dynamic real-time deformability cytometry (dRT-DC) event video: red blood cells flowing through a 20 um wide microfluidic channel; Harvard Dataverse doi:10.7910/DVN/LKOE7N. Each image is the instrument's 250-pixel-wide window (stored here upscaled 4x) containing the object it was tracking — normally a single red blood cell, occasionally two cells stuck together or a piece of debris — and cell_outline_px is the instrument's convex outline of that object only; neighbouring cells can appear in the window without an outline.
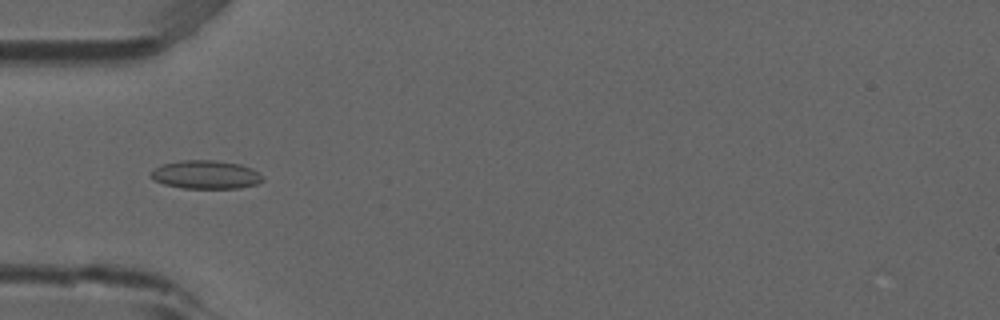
{"species": "common noctule bat (a hibernating species)", "species_latin": "Nyctalus noctula", "temperature_condition": "room temperature", "stored_images_in_passage": 4, "camera_frame_rate_fps": 3000, "um_per_image_px": 0.085, "animal": {"sex": "male", "forearm_length_mm": 52.5}, "frame": {"image": 1, "passage_image": 3, "time_ms": 0.667, "image_size_px": [1000, 320], "cell_outline_px": [[264, 180], [256, 184], [240, 188], [184, 188], [164, 184], [156, 180], [152, 176], [152, 172], [160, 164], [180, 160], [216, 160], [240, 164], [252, 168], [264, 176]], "centroid_in_image_um": [17.54, 14.83], "position_along_channel_um": 67.5, "area_um2": 18.5}}
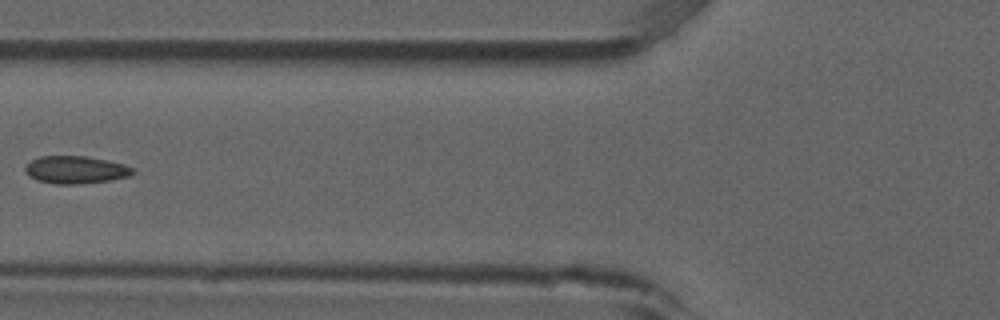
{"frame": {"image": 2, "passage_image": 4, "time_ms": 1.0, "image_size_px": [1000, 320], "cell_outline_px": [[136, 172], [128, 176], [108, 180], [80, 184], [56, 184], [36, 180], [28, 176], [24, 172], [24, 168], [32, 160], [40, 156], [84, 156], [108, 160], [124, 164], [132, 168]], "centroid_in_image_um": [6.4, 14.43], "position_along_channel_um": 119.4, "area_um2": 17.28}}